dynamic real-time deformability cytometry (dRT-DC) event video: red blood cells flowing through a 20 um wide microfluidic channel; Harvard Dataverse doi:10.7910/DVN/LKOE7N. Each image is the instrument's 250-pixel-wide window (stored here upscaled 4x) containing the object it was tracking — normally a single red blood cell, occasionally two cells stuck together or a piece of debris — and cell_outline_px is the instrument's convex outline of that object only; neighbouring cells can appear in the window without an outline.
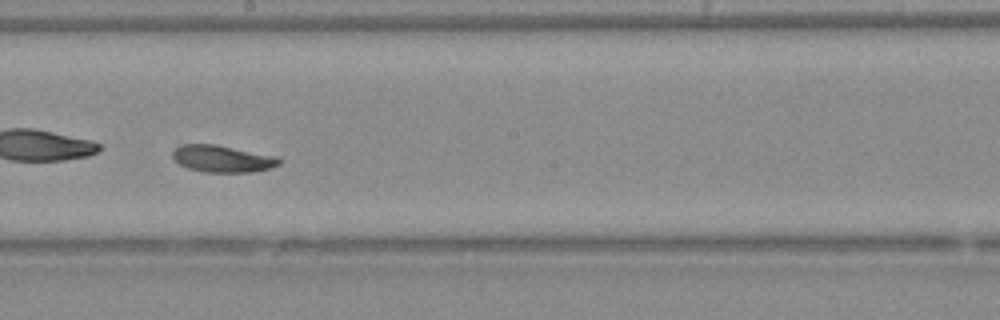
{"species": "Egyptian fruit bat (a non-hibernating species)", "species_latin": "Rousettus aegyptiacus", "temperature_condition": "warm", "stored_images_in_passage": 49, "camera_frame_rate_fps": 3000, "um_per_image_px": 0.085, "animal": {"sex": "female"}, "frame": {"image": 1, "passage_image": 28, "time_ms": 9.0, "image_size_px": [1000, 320], "cell_outline_px": [[280, 164], [268, 168], [252, 172], [204, 172], [188, 168], [180, 164], [172, 156], [172, 152], [180, 144], [216, 144], [276, 156], [280, 160]], "centroid_in_image_um": [18.88, 13.49], "position_along_channel_um": 229.3, "area_um2": 16.59}}